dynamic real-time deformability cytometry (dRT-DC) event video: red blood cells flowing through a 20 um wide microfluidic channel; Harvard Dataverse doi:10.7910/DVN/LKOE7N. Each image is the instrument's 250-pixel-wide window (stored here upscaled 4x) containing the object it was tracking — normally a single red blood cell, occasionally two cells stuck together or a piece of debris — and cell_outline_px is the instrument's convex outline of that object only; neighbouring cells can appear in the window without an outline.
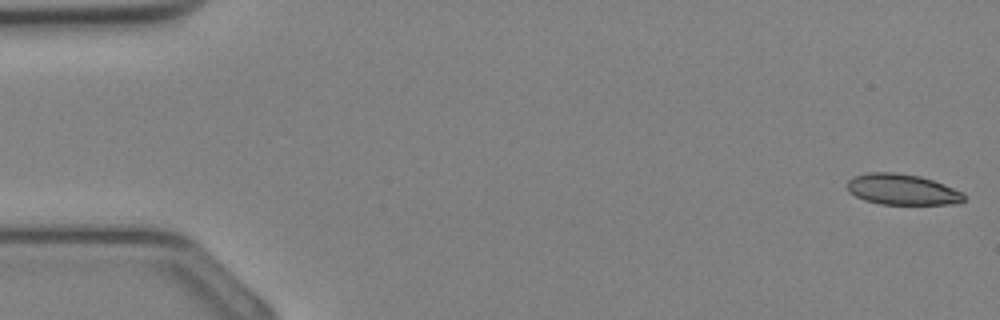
{"species": "Egyptian fruit bat (a non-hibernating species)", "species_latin": "Rousettus aegyptiacus", "temperature_condition": "cold", "stored_images_in_passage": 34, "camera_frame_rate_fps": 3000, "um_per_image_px": 0.085, "animal": {"sex": "female"}, "frame": {"image": 1, "passage_image": 1, "time_ms": 0.0, "image_size_px": [1000, 320], "cell_outline_px": [[964, 200], [960, 204], [880, 204], [864, 200], [848, 192], [848, 180], [852, 176], [868, 172], [896, 172], [920, 176], [944, 184], [964, 192]], "centroid_in_image_um": [76.69, 16.1], "position_along_channel_um": 8.3, "area_um2": 21.15}}
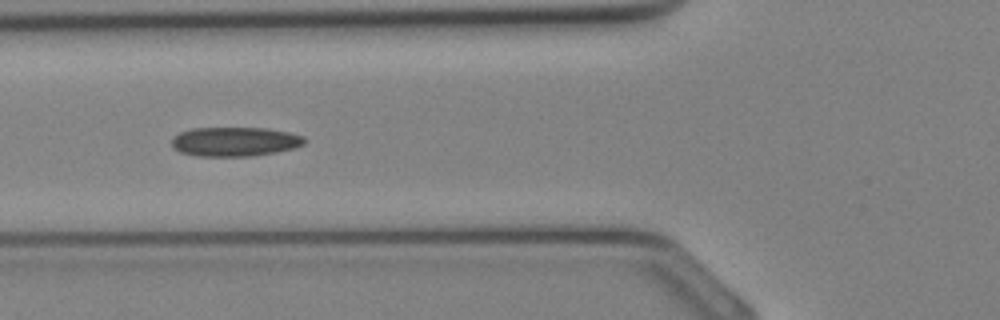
{"frame": {"image": 2, "passage_image": 13, "time_ms": 4.0, "image_size_px": [1000, 320], "cell_outline_px": [[308, 140], [304, 144], [296, 148], [276, 152], [252, 156], [196, 156], [180, 152], [172, 144], [172, 140], [180, 132], [192, 128], [268, 128], [288, 132], [304, 136]], "centroid_in_image_um": [20.02, 12.04], "position_along_channel_um": 105.8, "area_um2": 22.72}}
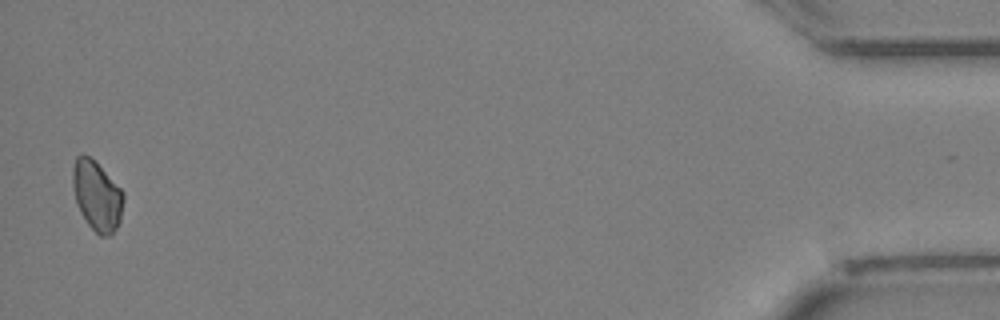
{"frame": {"image": 3, "passage_image": 34, "time_ms": 11.0, "image_size_px": [1000, 320], "cell_outline_px": [[124, 200], [120, 220], [112, 236], [100, 236], [88, 224], [80, 212], [76, 200], [72, 184], [72, 168], [76, 156], [80, 152], [88, 156], [124, 192]], "centroid_in_image_um": [8.23, 16.66], "position_along_channel_um": 427.0, "area_um2": 20.46}}